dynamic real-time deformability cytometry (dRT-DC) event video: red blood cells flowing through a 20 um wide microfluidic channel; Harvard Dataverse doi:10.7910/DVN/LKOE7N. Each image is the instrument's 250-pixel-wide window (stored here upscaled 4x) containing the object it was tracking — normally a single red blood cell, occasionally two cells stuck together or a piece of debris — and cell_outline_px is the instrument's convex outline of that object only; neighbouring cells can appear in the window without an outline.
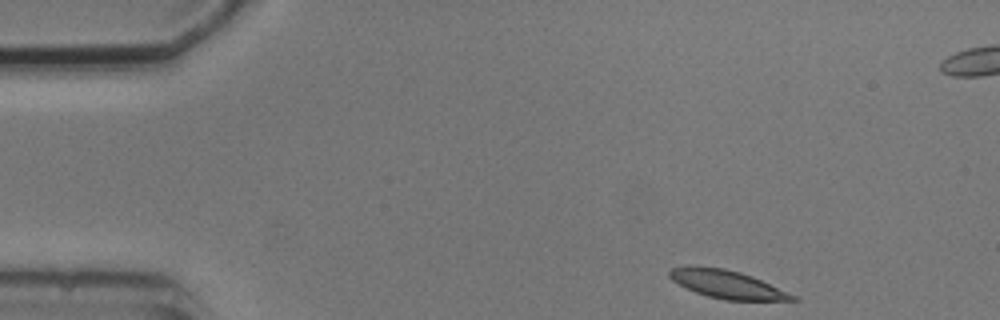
{"species": "common noctule bat (a hibernating species)", "species_latin": "Nyctalus noctula", "temperature_condition": "cold", "stored_images_in_passage": 4, "camera_frame_rate_fps": 3000, "um_per_image_px": 0.085, "animal": {"sex": "male", "body_mass_g": 20.5, "forearm_length_mm": 52.5}, "frame": {"image": 1, "passage_image": 1, "time_ms": 0.0, "image_size_px": [1000, 320], "cell_outline_px": [[800, 300], [724, 300], [708, 296], [696, 292], [672, 280], [668, 276], [668, 268], [724, 268], [740, 272], [752, 276], [796, 296]], "centroid_in_image_um": [61.84, 24.19], "position_along_channel_um": 23.2, "area_um2": 19.36}}